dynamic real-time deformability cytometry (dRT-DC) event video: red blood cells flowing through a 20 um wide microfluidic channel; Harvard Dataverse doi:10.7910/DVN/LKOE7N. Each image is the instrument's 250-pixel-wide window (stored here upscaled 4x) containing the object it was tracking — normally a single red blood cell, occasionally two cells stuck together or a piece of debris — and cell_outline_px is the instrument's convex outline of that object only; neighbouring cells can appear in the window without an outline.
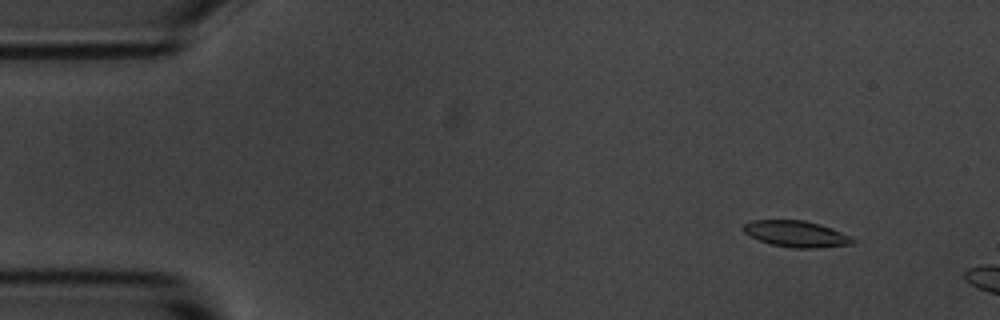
{"species": "common noctule bat (a hibernating species)", "species_latin": "Nyctalus noctula", "temperature_condition": "room temperature", "stored_images_in_passage": 4, "camera_frame_rate_fps": 3000, "um_per_image_px": 0.085, "animal": {"sex": "male", "body_mass_g": 20.1, "forearm_length_mm": 53.5}, "frame": {"image": 1, "passage_image": 1, "time_ms": 0.0, "image_size_px": [1000, 320], "cell_outline_px": [[856, 240], [852, 244], [816, 248], [792, 248], [772, 244], [760, 240], [744, 232], [740, 228], [744, 224], [752, 220], [804, 220], [832, 228], [852, 236]], "centroid_in_image_um": [67.7, 19.88], "position_along_channel_um": 17.3, "area_um2": 16.7}}